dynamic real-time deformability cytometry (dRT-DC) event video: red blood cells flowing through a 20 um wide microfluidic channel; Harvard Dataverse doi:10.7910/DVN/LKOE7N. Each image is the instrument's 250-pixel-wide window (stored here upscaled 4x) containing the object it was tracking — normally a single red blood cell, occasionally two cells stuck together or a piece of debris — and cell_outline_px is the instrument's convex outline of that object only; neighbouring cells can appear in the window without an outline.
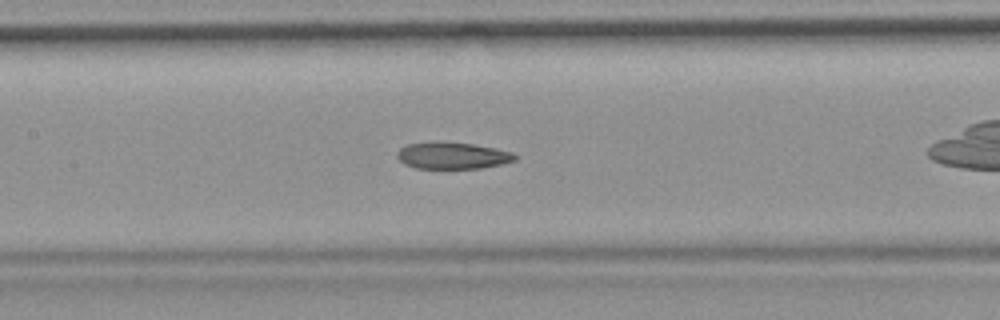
{"species": "common noctule bat (a hibernating species)", "species_latin": "Nyctalus noctula", "temperature_condition": "room temperature", "stored_images_in_passage": 36, "camera_frame_rate_fps": 3000, "um_per_image_px": 0.085, "animal": {"sex": "female", "body_mass_g": 19.9}, "frame": {"image": 1, "passage_image": 21, "time_ms": 6.667, "image_size_px": [1000, 320], "cell_outline_px": [[520, 156], [516, 160], [500, 164], [480, 168], [416, 168], [404, 164], [396, 156], [396, 152], [400, 148], [408, 144], [472, 144], [496, 148], [512, 152]], "centroid_in_image_um": [38.51, 13.26], "position_along_channel_um": 168.9, "area_um2": 17.69}}
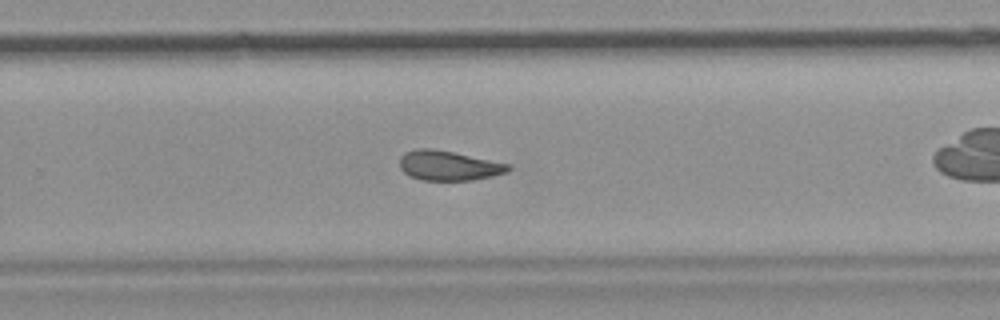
{"frame": {"image": 2, "passage_image": 31, "time_ms": 10.0, "image_size_px": [1000, 320], "cell_outline_px": [[512, 168], [508, 172], [492, 176], [472, 180], [420, 180], [404, 172], [400, 168], [400, 156], [404, 152], [416, 148], [432, 148], [452, 152], [508, 164]], "centroid_in_image_um": [38.1, 14.07], "position_along_channel_um": 291.7, "area_um2": 18.67}}